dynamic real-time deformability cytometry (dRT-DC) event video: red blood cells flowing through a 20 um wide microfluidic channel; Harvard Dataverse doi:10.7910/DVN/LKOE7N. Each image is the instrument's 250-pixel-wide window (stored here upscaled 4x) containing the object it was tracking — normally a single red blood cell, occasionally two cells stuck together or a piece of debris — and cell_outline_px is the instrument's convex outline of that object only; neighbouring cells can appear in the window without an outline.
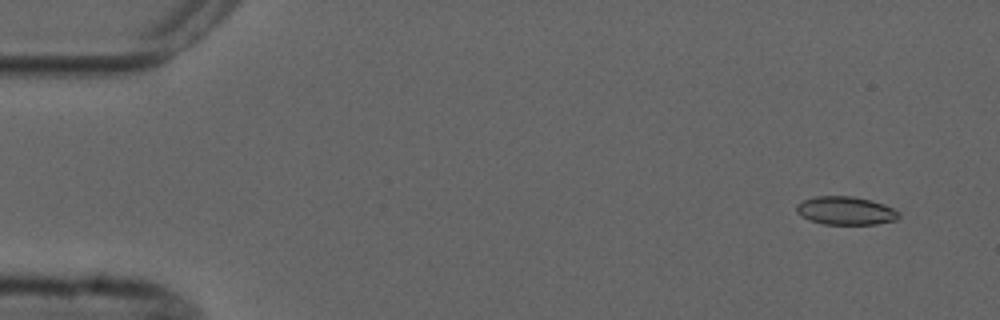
{"species": "common noctule bat (a hibernating species)", "species_latin": "Nyctalus noctula", "temperature_condition": "cold", "stored_images_in_passage": 4, "camera_frame_rate_fps": 3000, "um_per_image_px": 0.085, "animal": {"sex": "male", "forearm_length_mm": 52.5}, "frame": {"image": 1, "passage_image": 1, "time_ms": 0.0, "image_size_px": [1000, 320], "cell_outline_px": [[900, 216], [896, 220], [876, 224], [824, 224], [812, 220], [796, 212], [796, 204], [804, 200], [816, 196], [852, 196], [872, 200], [884, 204], [900, 212]], "centroid_in_image_um": [71.91, 17.9], "position_along_channel_um": 13.1, "area_um2": 16.76}}